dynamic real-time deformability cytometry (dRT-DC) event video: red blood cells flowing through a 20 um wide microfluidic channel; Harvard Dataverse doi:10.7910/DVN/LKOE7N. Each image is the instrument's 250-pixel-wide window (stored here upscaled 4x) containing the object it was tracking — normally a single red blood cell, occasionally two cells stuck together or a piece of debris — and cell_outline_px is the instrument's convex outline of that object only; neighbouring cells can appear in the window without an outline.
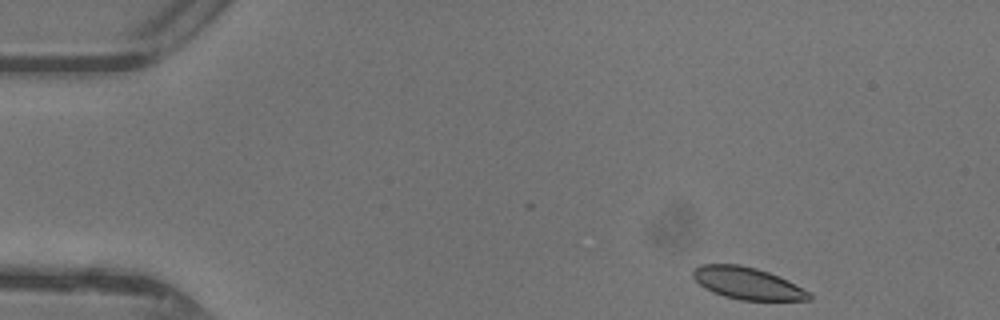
{"species": "common noctule bat (a hibernating species)", "species_latin": "Nyctalus noctula", "temperature_condition": "warm", "stored_images_in_passage": 8, "camera_frame_rate_fps": 3000, "um_per_image_px": 0.085, "animal": {"sex": "female"}, "frame": {"image": 1, "passage_image": 1, "time_ms": 0.0, "image_size_px": [1000, 320], "cell_outline_px": [[812, 300], [740, 300], [724, 296], [712, 292], [704, 288], [692, 276], [692, 268], [700, 264], [740, 264], [756, 268], [768, 272], [788, 280], [808, 292], [812, 296]], "centroid_in_image_um": [63.49, 24.07], "position_along_channel_um": 21.5, "area_um2": 21.68}}